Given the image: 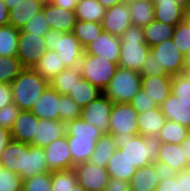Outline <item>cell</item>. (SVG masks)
I'll list each match as a JSON object with an SVG mask.
<instances>
[{"instance_id": "6da1fadb", "label": "cell", "mask_w": 190, "mask_h": 191, "mask_svg": "<svg viewBox=\"0 0 190 191\" xmlns=\"http://www.w3.org/2000/svg\"><path fill=\"white\" fill-rule=\"evenodd\" d=\"M115 137L116 147L124 151L127 159L137 169L158 160L161 140L158 135L110 134Z\"/></svg>"}, {"instance_id": "7a4b0ae2", "label": "cell", "mask_w": 190, "mask_h": 191, "mask_svg": "<svg viewBox=\"0 0 190 191\" xmlns=\"http://www.w3.org/2000/svg\"><path fill=\"white\" fill-rule=\"evenodd\" d=\"M103 133L81 118L66 123V138L72 155V169L80 163L90 160L96 143Z\"/></svg>"}, {"instance_id": "3957f363", "label": "cell", "mask_w": 190, "mask_h": 191, "mask_svg": "<svg viewBox=\"0 0 190 191\" xmlns=\"http://www.w3.org/2000/svg\"><path fill=\"white\" fill-rule=\"evenodd\" d=\"M49 85V81L32 68H25L10 84L13 103L21 111H30Z\"/></svg>"}, {"instance_id": "277c9868", "label": "cell", "mask_w": 190, "mask_h": 191, "mask_svg": "<svg viewBox=\"0 0 190 191\" xmlns=\"http://www.w3.org/2000/svg\"><path fill=\"white\" fill-rule=\"evenodd\" d=\"M118 67L140 72L143 63L151 52L146 44L142 27L132 24L122 36Z\"/></svg>"}, {"instance_id": "5b68a950", "label": "cell", "mask_w": 190, "mask_h": 191, "mask_svg": "<svg viewBox=\"0 0 190 191\" xmlns=\"http://www.w3.org/2000/svg\"><path fill=\"white\" fill-rule=\"evenodd\" d=\"M44 37L48 50L57 52L66 68L79 66L84 47L72 32L50 29Z\"/></svg>"}, {"instance_id": "8992f818", "label": "cell", "mask_w": 190, "mask_h": 191, "mask_svg": "<svg viewBox=\"0 0 190 191\" xmlns=\"http://www.w3.org/2000/svg\"><path fill=\"white\" fill-rule=\"evenodd\" d=\"M141 89L139 72L118 67L103 94L113 103H130Z\"/></svg>"}, {"instance_id": "52a82bcc", "label": "cell", "mask_w": 190, "mask_h": 191, "mask_svg": "<svg viewBox=\"0 0 190 191\" xmlns=\"http://www.w3.org/2000/svg\"><path fill=\"white\" fill-rule=\"evenodd\" d=\"M79 67L82 78L103 91L115 75L118 64L101 56L84 53Z\"/></svg>"}, {"instance_id": "ba28073f", "label": "cell", "mask_w": 190, "mask_h": 191, "mask_svg": "<svg viewBox=\"0 0 190 191\" xmlns=\"http://www.w3.org/2000/svg\"><path fill=\"white\" fill-rule=\"evenodd\" d=\"M17 57L25 68H32L48 51L44 36H37L20 29Z\"/></svg>"}, {"instance_id": "9c48e42d", "label": "cell", "mask_w": 190, "mask_h": 191, "mask_svg": "<svg viewBox=\"0 0 190 191\" xmlns=\"http://www.w3.org/2000/svg\"><path fill=\"white\" fill-rule=\"evenodd\" d=\"M137 117L130 103H114L109 117V134H139Z\"/></svg>"}, {"instance_id": "30bf717a", "label": "cell", "mask_w": 190, "mask_h": 191, "mask_svg": "<svg viewBox=\"0 0 190 191\" xmlns=\"http://www.w3.org/2000/svg\"><path fill=\"white\" fill-rule=\"evenodd\" d=\"M74 170L85 191H104L111 179L106 168L89 161L75 165Z\"/></svg>"}, {"instance_id": "8fae6325", "label": "cell", "mask_w": 190, "mask_h": 191, "mask_svg": "<svg viewBox=\"0 0 190 191\" xmlns=\"http://www.w3.org/2000/svg\"><path fill=\"white\" fill-rule=\"evenodd\" d=\"M113 104L102 94L82 108L80 118L95 125L103 134H109V117Z\"/></svg>"}, {"instance_id": "7c38bea8", "label": "cell", "mask_w": 190, "mask_h": 191, "mask_svg": "<svg viewBox=\"0 0 190 191\" xmlns=\"http://www.w3.org/2000/svg\"><path fill=\"white\" fill-rule=\"evenodd\" d=\"M151 53L169 75L173 76L183 73L184 55L177 49L172 39H167L151 47Z\"/></svg>"}, {"instance_id": "4fadbf2b", "label": "cell", "mask_w": 190, "mask_h": 191, "mask_svg": "<svg viewBox=\"0 0 190 191\" xmlns=\"http://www.w3.org/2000/svg\"><path fill=\"white\" fill-rule=\"evenodd\" d=\"M101 25L105 32L120 38L124 31L132 25L127 1L107 8Z\"/></svg>"}, {"instance_id": "5bb4252c", "label": "cell", "mask_w": 190, "mask_h": 191, "mask_svg": "<svg viewBox=\"0 0 190 191\" xmlns=\"http://www.w3.org/2000/svg\"><path fill=\"white\" fill-rule=\"evenodd\" d=\"M121 39L103 31L98 37L86 45L85 54L101 56L111 62L117 63L120 58Z\"/></svg>"}, {"instance_id": "9a60e30c", "label": "cell", "mask_w": 190, "mask_h": 191, "mask_svg": "<svg viewBox=\"0 0 190 191\" xmlns=\"http://www.w3.org/2000/svg\"><path fill=\"white\" fill-rule=\"evenodd\" d=\"M45 151L47 167L50 171L72 169V155L66 135L49 144Z\"/></svg>"}, {"instance_id": "2e32d148", "label": "cell", "mask_w": 190, "mask_h": 191, "mask_svg": "<svg viewBox=\"0 0 190 191\" xmlns=\"http://www.w3.org/2000/svg\"><path fill=\"white\" fill-rule=\"evenodd\" d=\"M51 30L72 32L77 22L75 10L61 8L46 0L42 8Z\"/></svg>"}, {"instance_id": "e0dca14e", "label": "cell", "mask_w": 190, "mask_h": 191, "mask_svg": "<svg viewBox=\"0 0 190 191\" xmlns=\"http://www.w3.org/2000/svg\"><path fill=\"white\" fill-rule=\"evenodd\" d=\"M61 94L50 85L30 110L39 119L60 121Z\"/></svg>"}, {"instance_id": "ac0fdd59", "label": "cell", "mask_w": 190, "mask_h": 191, "mask_svg": "<svg viewBox=\"0 0 190 191\" xmlns=\"http://www.w3.org/2000/svg\"><path fill=\"white\" fill-rule=\"evenodd\" d=\"M66 135V123L50 119H39L36 135L30 145L46 148L49 144Z\"/></svg>"}, {"instance_id": "d6986e66", "label": "cell", "mask_w": 190, "mask_h": 191, "mask_svg": "<svg viewBox=\"0 0 190 191\" xmlns=\"http://www.w3.org/2000/svg\"><path fill=\"white\" fill-rule=\"evenodd\" d=\"M172 76H141V89L147 93L158 106L171 94Z\"/></svg>"}, {"instance_id": "ffe728a7", "label": "cell", "mask_w": 190, "mask_h": 191, "mask_svg": "<svg viewBox=\"0 0 190 191\" xmlns=\"http://www.w3.org/2000/svg\"><path fill=\"white\" fill-rule=\"evenodd\" d=\"M26 143L12 140L1 154L0 165L17 173L25 171Z\"/></svg>"}, {"instance_id": "44dd1931", "label": "cell", "mask_w": 190, "mask_h": 191, "mask_svg": "<svg viewBox=\"0 0 190 191\" xmlns=\"http://www.w3.org/2000/svg\"><path fill=\"white\" fill-rule=\"evenodd\" d=\"M39 118L31 111H21L11 130L12 140L31 143L36 135V124Z\"/></svg>"}, {"instance_id": "7402d4cb", "label": "cell", "mask_w": 190, "mask_h": 191, "mask_svg": "<svg viewBox=\"0 0 190 191\" xmlns=\"http://www.w3.org/2000/svg\"><path fill=\"white\" fill-rule=\"evenodd\" d=\"M46 0H21L9 10V24L21 29L35 14L42 11Z\"/></svg>"}, {"instance_id": "603a6c76", "label": "cell", "mask_w": 190, "mask_h": 191, "mask_svg": "<svg viewBox=\"0 0 190 191\" xmlns=\"http://www.w3.org/2000/svg\"><path fill=\"white\" fill-rule=\"evenodd\" d=\"M46 172L51 171L47 167L44 148L26 143L25 171H21L19 176L24 180Z\"/></svg>"}, {"instance_id": "cb8c5ba5", "label": "cell", "mask_w": 190, "mask_h": 191, "mask_svg": "<svg viewBox=\"0 0 190 191\" xmlns=\"http://www.w3.org/2000/svg\"><path fill=\"white\" fill-rule=\"evenodd\" d=\"M155 20L176 26L183 21L185 2H153Z\"/></svg>"}, {"instance_id": "d4e9b609", "label": "cell", "mask_w": 190, "mask_h": 191, "mask_svg": "<svg viewBox=\"0 0 190 191\" xmlns=\"http://www.w3.org/2000/svg\"><path fill=\"white\" fill-rule=\"evenodd\" d=\"M160 108L167 120L190 129V107L180 102L173 93L160 105Z\"/></svg>"}, {"instance_id": "484cf974", "label": "cell", "mask_w": 190, "mask_h": 191, "mask_svg": "<svg viewBox=\"0 0 190 191\" xmlns=\"http://www.w3.org/2000/svg\"><path fill=\"white\" fill-rule=\"evenodd\" d=\"M110 178L121 179L123 181H130L137 170L125 156L124 151L116 149L114 154L108 161L106 166Z\"/></svg>"}, {"instance_id": "4316f807", "label": "cell", "mask_w": 190, "mask_h": 191, "mask_svg": "<svg viewBox=\"0 0 190 191\" xmlns=\"http://www.w3.org/2000/svg\"><path fill=\"white\" fill-rule=\"evenodd\" d=\"M166 120L160 107L138 113L139 135H158Z\"/></svg>"}, {"instance_id": "83f0119b", "label": "cell", "mask_w": 190, "mask_h": 191, "mask_svg": "<svg viewBox=\"0 0 190 191\" xmlns=\"http://www.w3.org/2000/svg\"><path fill=\"white\" fill-rule=\"evenodd\" d=\"M159 162H164L176 172L187 170L188 161L185 153L182 151L180 144H171L162 142L160 145Z\"/></svg>"}, {"instance_id": "f1b7e54d", "label": "cell", "mask_w": 190, "mask_h": 191, "mask_svg": "<svg viewBox=\"0 0 190 191\" xmlns=\"http://www.w3.org/2000/svg\"><path fill=\"white\" fill-rule=\"evenodd\" d=\"M66 67L54 50H48L45 55L35 64L32 69L39 73L44 79L50 81Z\"/></svg>"}, {"instance_id": "f546056e", "label": "cell", "mask_w": 190, "mask_h": 191, "mask_svg": "<svg viewBox=\"0 0 190 191\" xmlns=\"http://www.w3.org/2000/svg\"><path fill=\"white\" fill-rule=\"evenodd\" d=\"M129 182L131 191H155L160 178L153 164H150L137 169Z\"/></svg>"}, {"instance_id": "4dcf8cb0", "label": "cell", "mask_w": 190, "mask_h": 191, "mask_svg": "<svg viewBox=\"0 0 190 191\" xmlns=\"http://www.w3.org/2000/svg\"><path fill=\"white\" fill-rule=\"evenodd\" d=\"M175 26L153 20L142 27L146 44L151 48L172 39Z\"/></svg>"}, {"instance_id": "1f68e13d", "label": "cell", "mask_w": 190, "mask_h": 191, "mask_svg": "<svg viewBox=\"0 0 190 191\" xmlns=\"http://www.w3.org/2000/svg\"><path fill=\"white\" fill-rule=\"evenodd\" d=\"M80 79H82L80 67H69L62 70L57 76H54L49 81V84L59 94L68 95Z\"/></svg>"}, {"instance_id": "d6a6232c", "label": "cell", "mask_w": 190, "mask_h": 191, "mask_svg": "<svg viewBox=\"0 0 190 191\" xmlns=\"http://www.w3.org/2000/svg\"><path fill=\"white\" fill-rule=\"evenodd\" d=\"M127 3L132 24L143 27L155 19L153 0H128Z\"/></svg>"}, {"instance_id": "836d02e7", "label": "cell", "mask_w": 190, "mask_h": 191, "mask_svg": "<svg viewBox=\"0 0 190 191\" xmlns=\"http://www.w3.org/2000/svg\"><path fill=\"white\" fill-rule=\"evenodd\" d=\"M106 8L98 0H77L75 14L79 21L101 23Z\"/></svg>"}, {"instance_id": "e575fe53", "label": "cell", "mask_w": 190, "mask_h": 191, "mask_svg": "<svg viewBox=\"0 0 190 191\" xmlns=\"http://www.w3.org/2000/svg\"><path fill=\"white\" fill-rule=\"evenodd\" d=\"M116 149L115 137L110 134H103L96 143V148L94 153L91 155L89 162L106 168L109 159Z\"/></svg>"}, {"instance_id": "d590c367", "label": "cell", "mask_w": 190, "mask_h": 191, "mask_svg": "<svg viewBox=\"0 0 190 191\" xmlns=\"http://www.w3.org/2000/svg\"><path fill=\"white\" fill-rule=\"evenodd\" d=\"M102 94V90L82 78L67 96L83 108Z\"/></svg>"}, {"instance_id": "8d00e7d4", "label": "cell", "mask_w": 190, "mask_h": 191, "mask_svg": "<svg viewBox=\"0 0 190 191\" xmlns=\"http://www.w3.org/2000/svg\"><path fill=\"white\" fill-rule=\"evenodd\" d=\"M19 28L8 25L0 26V56H17Z\"/></svg>"}, {"instance_id": "74e56055", "label": "cell", "mask_w": 190, "mask_h": 191, "mask_svg": "<svg viewBox=\"0 0 190 191\" xmlns=\"http://www.w3.org/2000/svg\"><path fill=\"white\" fill-rule=\"evenodd\" d=\"M190 133V129L171 120H166L159 131L158 137L161 142L180 144Z\"/></svg>"}, {"instance_id": "f35d334b", "label": "cell", "mask_w": 190, "mask_h": 191, "mask_svg": "<svg viewBox=\"0 0 190 191\" xmlns=\"http://www.w3.org/2000/svg\"><path fill=\"white\" fill-rule=\"evenodd\" d=\"M103 31L101 23L77 20L72 33L85 48L87 44L98 37Z\"/></svg>"}, {"instance_id": "ab89813d", "label": "cell", "mask_w": 190, "mask_h": 191, "mask_svg": "<svg viewBox=\"0 0 190 191\" xmlns=\"http://www.w3.org/2000/svg\"><path fill=\"white\" fill-rule=\"evenodd\" d=\"M24 69L17 56H0V83L11 84Z\"/></svg>"}, {"instance_id": "60d3db41", "label": "cell", "mask_w": 190, "mask_h": 191, "mask_svg": "<svg viewBox=\"0 0 190 191\" xmlns=\"http://www.w3.org/2000/svg\"><path fill=\"white\" fill-rule=\"evenodd\" d=\"M77 183L74 169L51 171V191H71Z\"/></svg>"}, {"instance_id": "b9f144b4", "label": "cell", "mask_w": 190, "mask_h": 191, "mask_svg": "<svg viewBox=\"0 0 190 191\" xmlns=\"http://www.w3.org/2000/svg\"><path fill=\"white\" fill-rule=\"evenodd\" d=\"M171 93H173L180 102L190 107V75L183 73L173 75Z\"/></svg>"}, {"instance_id": "7bdbcfd3", "label": "cell", "mask_w": 190, "mask_h": 191, "mask_svg": "<svg viewBox=\"0 0 190 191\" xmlns=\"http://www.w3.org/2000/svg\"><path fill=\"white\" fill-rule=\"evenodd\" d=\"M172 40L177 49L185 56L190 52V27L180 22L174 28Z\"/></svg>"}, {"instance_id": "ee69618b", "label": "cell", "mask_w": 190, "mask_h": 191, "mask_svg": "<svg viewBox=\"0 0 190 191\" xmlns=\"http://www.w3.org/2000/svg\"><path fill=\"white\" fill-rule=\"evenodd\" d=\"M22 191H51V172L24 179Z\"/></svg>"}, {"instance_id": "f6af8a7d", "label": "cell", "mask_w": 190, "mask_h": 191, "mask_svg": "<svg viewBox=\"0 0 190 191\" xmlns=\"http://www.w3.org/2000/svg\"><path fill=\"white\" fill-rule=\"evenodd\" d=\"M22 178L0 165V191H22Z\"/></svg>"}, {"instance_id": "bcb514c9", "label": "cell", "mask_w": 190, "mask_h": 191, "mask_svg": "<svg viewBox=\"0 0 190 191\" xmlns=\"http://www.w3.org/2000/svg\"><path fill=\"white\" fill-rule=\"evenodd\" d=\"M82 107L67 95H61L60 121L67 123L79 119Z\"/></svg>"}, {"instance_id": "7dc6e473", "label": "cell", "mask_w": 190, "mask_h": 191, "mask_svg": "<svg viewBox=\"0 0 190 191\" xmlns=\"http://www.w3.org/2000/svg\"><path fill=\"white\" fill-rule=\"evenodd\" d=\"M21 29L24 32H28L37 36H45L50 30V27L42 10L28 20V22Z\"/></svg>"}, {"instance_id": "c3c4849f", "label": "cell", "mask_w": 190, "mask_h": 191, "mask_svg": "<svg viewBox=\"0 0 190 191\" xmlns=\"http://www.w3.org/2000/svg\"><path fill=\"white\" fill-rule=\"evenodd\" d=\"M21 109L11 103L0 109V127H3L9 131L12 130L14 122L18 117Z\"/></svg>"}, {"instance_id": "681fc988", "label": "cell", "mask_w": 190, "mask_h": 191, "mask_svg": "<svg viewBox=\"0 0 190 191\" xmlns=\"http://www.w3.org/2000/svg\"><path fill=\"white\" fill-rule=\"evenodd\" d=\"M130 105L137 111V113H142L149 109L160 107L151 98H149L147 93L142 89L135 94L134 98L130 101Z\"/></svg>"}, {"instance_id": "f907efd6", "label": "cell", "mask_w": 190, "mask_h": 191, "mask_svg": "<svg viewBox=\"0 0 190 191\" xmlns=\"http://www.w3.org/2000/svg\"><path fill=\"white\" fill-rule=\"evenodd\" d=\"M139 73L141 76L169 75L164 67L160 66L157 62V58H154L151 52L147 56Z\"/></svg>"}, {"instance_id": "816d5d0a", "label": "cell", "mask_w": 190, "mask_h": 191, "mask_svg": "<svg viewBox=\"0 0 190 191\" xmlns=\"http://www.w3.org/2000/svg\"><path fill=\"white\" fill-rule=\"evenodd\" d=\"M152 164L155 168L157 176L160 178V181H164L168 178L174 177L178 173L164 162L156 161Z\"/></svg>"}, {"instance_id": "f5cc1de1", "label": "cell", "mask_w": 190, "mask_h": 191, "mask_svg": "<svg viewBox=\"0 0 190 191\" xmlns=\"http://www.w3.org/2000/svg\"><path fill=\"white\" fill-rule=\"evenodd\" d=\"M155 191H182L181 182H179L176 175L164 181H160Z\"/></svg>"}, {"instance_id": "db71d44e", "label": "cell", "mask_w": 190, "mask_h": 191, "mask_svg": "<svg viewBox=\"0 0 190 191\" xmlns=\"http://www.w3.org/2000/svg\"><path fill=\"white\" fill-rule=\"evenodd\" d=\"M13 103V95L10 84L0 83V109Z\"/></svg>"}, {"instance_id": "11a10c76", "label": "cell", "mask_w": 190, "mask_h": 191, "mask_svg": "<svg viewBox=\"0 0 190 191\" xmlns=\"http://www.w3.org/2000/svg\"><path fill=\"white\" fill-rule=\"evenodd\" d=\"M104 191H131L130 182L111 178Z\"/></svg>"}, {"instance_id": "9f6ffc18", "label": "cell", "mask_w": 190, "mask_h": 191, "mask_svg": "<svg viewBox=\"0 0 190 191\" xmlns=\"http://www.w3.org/2000/svg\"><path fill=\"white\" fill-rule=\"evenodd\" d=\"M12 141L11 131L0 127V158L7 145Z\"/></svg>"}, {"instance_id": "6f0895ef", "label": "cell", "mask_w": 190, "mask_h": 191, "mask_svg": "<svg viewBox=\"0 0 190 191\" xmlns=\"http://www.w3.org/2000/svg\"><path fill=\"white\" fill-rule=\"evenodd\" d=\"M177 178L181 182L182 191H190V172L188 170L178 172Z\"/></svg>"}, {"instance_id": "680465c9", "label": "cell", "mask_w": 190, "mask_h": 191, "mask_svg": "<svg viewBox=\"0 0 190 191\" xmlns=\"http://www.w3.org/2000/svg\"><path fill=\"white\" fill-rule=\"evenodd\" d=\"M9 24V10L3 0H0V26Z\"/></svg>"}, {"instance_id": "91938a15", "label": "cell", "mask_w": 190, "mask_h": 191, "mask_svg": "<svg viewBox=\"0 0 190 191\" xmlns=\"http://www.w3.org/2000/svg\"><path fill=\"white\" fill-rule=\"evenodd\" d=\"M58 7L65 8L68 10H75L77 0H49Z\"/></svg>"}, {"instance_id": "94428289", "label": "cell", "mask_w": 190, "mask_h": 191, "mask_svg": "<svg viewBox=\"0 0 190 191\" xmlns=\"http://www.w3.org/2000/svg\"><path fill=\"white\" fill-rule=\"evenodd\" d=\"M180 146L185 153L187 161L190 162V134L180 143Z\"/></svg>"}, {"instance_id": "6125c7cd", "label": "cell", "mask_w": 190, "mask_h": 191, "mask_svg": "<svg viewBox=\"0 0 190 191\" xmlns=\"http://www.w3.org/2000/svg\"><path fill=\"white\" fill-rule=\"evenodd\" d=\"M98 2L107 9L114 5L121 4L125 2V0H98Z\"/></svg>"}, {"instance_id": "be15d7a7", "label": "cell", "mask_w": 190, "mask_h": 191, "mask_svg": "<svg viewBox=\"0 0 190 191\" xmlns=\"http://www.w3.org/2000/svg\"><path fill=\"white\" fill-rule=\"evenodd\" d=\"M183 74H190V52L184 56Z\"/></svg>"}, {"instance_id": "e7e4bbea", "label": "cell", "mask_w": 190, "mask_h": 191, "mask_svg": "<svg viewBox=\"0 0 190 191\" xmlns=\"http://www.w3.org/2000/svg\"><path fill=\"white\" fill-rule=\"evenodd\" d=\"M3 1L7 5L8 10H11L12 8L16 7V4H18L21 0H3Z\"/></svg>"}, {"instance_id": "03108f58", "label": "cell", "mask_w": 190, "mask_h": 191, "mask_svg": "<svg viewBox=\"0 0 190 191\" xmlns=\"http://www.w3.org/2000/svg\"><path fill=\"white\" fill-rule=\"evenodd\" d=\"M183 22H185L190 27V10H185Z\"/></svg>"}, {"instance_id": "003e7915", "label": "cell", "mask_w": 190, "mask_h": 191, "mask_svg": "<svg viewBox=\"0 0 190 191\" xmlns=\"http://www.w3.org/2000/svg\"><path fill=\"white\" fill-rule=\"evenodd\" d=\"M71 191H85V189L79 184L77 183L72 189Z\"/></svg>"}, {"instance_id": "a7ac6f4b", "label": "cell", "mask_w": 190, "mask_h": 191, "mask_svg": "<svg viewBox=\"0 0 190 191\" xmlns=\"http://www.w3.org/2000/svg\"><path fill=\"white\" fill-rule=\"evenodd\" d=\"M153 2H183L182 0H153Z\"/></svg>"}, {"instance_id": "89a4df30", "label": "cell", "mask_w": 190, "mask_h": 191, "mask_svg": "<svg viewBox=\"0 0 190 191\" xmlns=\"http://www.w3.org/2000/svg\"><path fill=\"white\" fill-rule=\"evenodd\" d=\"M185 10H190V0L186 2V9Z\"/></svg>"}, {"instance_id": "2644e50d", "label": "cell", "mask_w": 190, "mask_h": 191, "mask_svg": "<svg viewBox=\"0 0 190 191\" xmlns=\"http://www.w3.org/2000/svg\"><path fill=\"white\" fill-rule=\"evenodd\" d=\"M187 170L190 172V162L188 163V168Z\"/></svg>"}]
</instances>
